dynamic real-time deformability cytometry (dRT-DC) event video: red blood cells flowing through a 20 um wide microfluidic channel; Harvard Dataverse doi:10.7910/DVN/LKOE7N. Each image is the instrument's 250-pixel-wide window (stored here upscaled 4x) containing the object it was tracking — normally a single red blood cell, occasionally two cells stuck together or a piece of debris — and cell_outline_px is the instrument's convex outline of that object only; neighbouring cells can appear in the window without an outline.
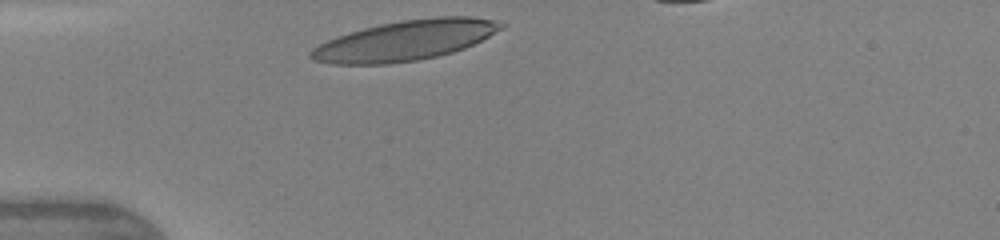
{"species": "human", "species_latin": "Homo sapiens", "temperature_condition": "warm", "stored_images_in_passage": 4, "camera_frame_rate_fps": 3000, "um_per_image_px": 0.085, "donor": {"sex": "female"}, "frame": {"image": 1, "passage_image": 1, "time_ms": 0.0, "image_size_px": [1000, 240], "cell_outline_px": [[508, 24], [504, 28], [464, 48], [452, 52], [436, 56], [416, 60], [388, 64], [332, 64], [316, 60], [308, 56], [308, 52], [312, 48], [336, 36], [364, 28], [380, 24], [400, 20], [436, 16], [472, 16], [492, 20]], "centroid_in_image_um": [34.44, 3.43], "position_along_channel_um": 50.6, "area_um2": 44.27}}